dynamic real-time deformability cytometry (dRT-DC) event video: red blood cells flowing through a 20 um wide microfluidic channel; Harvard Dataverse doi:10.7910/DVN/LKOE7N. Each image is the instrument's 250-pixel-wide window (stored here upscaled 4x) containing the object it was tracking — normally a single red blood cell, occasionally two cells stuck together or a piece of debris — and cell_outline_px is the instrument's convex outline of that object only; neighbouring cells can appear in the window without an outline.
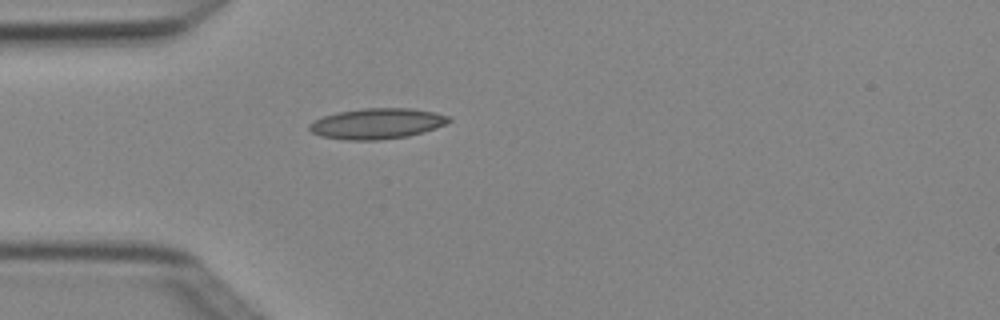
{"species": "Egyptian fruit bat (a non-hibernating species)", "species_latin": "Rousettus aegyptiacus", "temperature_condition": "cold", "stored_images_in_passage": 1, "camera_frame_rate_fps": 3000, "um_per_image_px": 0.085, "animal": {"sex": "female"}, "frame": {"image": 1, "passage_image": 1, "time_ms": 0.0, "image_size_px": [1000, 320], "cell_outline_px": [[452, 120], [448, 124], [424, 132], [408, 136], [380, 140], [348, 140], [320, 136], [312, 132], [308, 128], [308, 124], [312, 120], [324, 116], [340, 112], [364, 108], [412, 108], [432, 112], [448, 116]], "centroid_in_image_um": [32.05, 10.51], "position_along_channel_um": 53.0, "area_um2": 24.97}}